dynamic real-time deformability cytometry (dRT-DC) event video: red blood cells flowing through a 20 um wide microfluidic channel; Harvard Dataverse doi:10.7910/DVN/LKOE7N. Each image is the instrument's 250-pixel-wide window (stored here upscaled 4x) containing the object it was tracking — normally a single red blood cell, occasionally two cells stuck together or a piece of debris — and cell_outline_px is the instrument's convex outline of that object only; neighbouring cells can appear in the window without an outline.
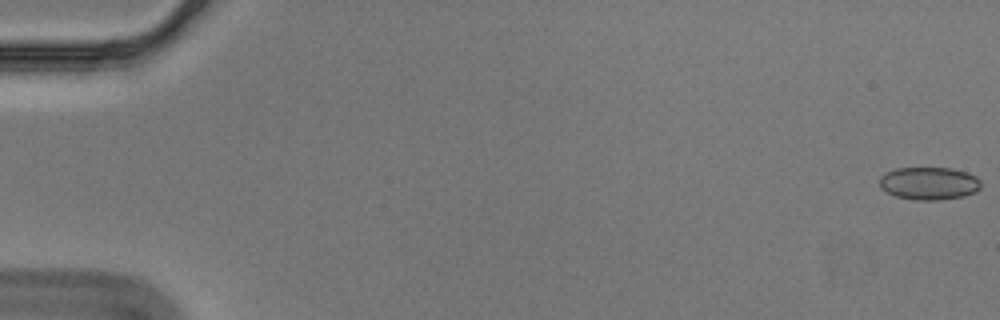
{"species": "Egyptian fruit bat (a non-hibernating species)", "species_latin": "Rousettus aegyptiacus", "temperature_condition": "cold", "stored_images_in_passage": 15, "camera_frame_rate_fps": 3000, "um_per_image_px": 0.085, "animal": {"sex": "male"}, "frame": {"image": 1, "passage_image": 1, "time_ms": 0.0, "image_size_px": [1000, 320], "cell_outline_px": [[980, 188], [976, 192], [964, 196], [940, 200], [916, 200], [896, 196], [880, 188], [880, 176], [884, 172], [896, 168], [952, 168], [976, 176], [980, 180]], "centroid_in_image_um": [78.96, 15.58], "position_along_channel_um": 6.0, "area_um2": 19.42}}